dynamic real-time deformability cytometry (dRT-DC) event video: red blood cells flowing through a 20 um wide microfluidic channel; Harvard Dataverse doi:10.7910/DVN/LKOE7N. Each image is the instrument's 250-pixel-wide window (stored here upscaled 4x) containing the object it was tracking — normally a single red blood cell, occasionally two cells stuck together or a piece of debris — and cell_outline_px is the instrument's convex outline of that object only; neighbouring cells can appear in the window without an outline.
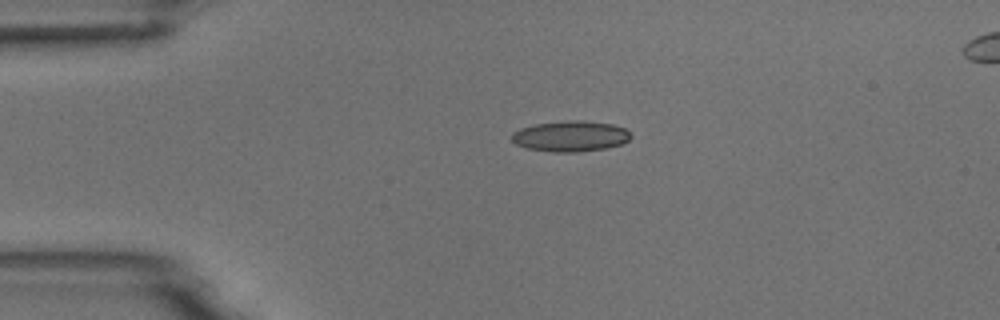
{"species": "common noctule bat (a hibernating species)", "species_latin": "Nyctalus noctula", "temperature_condition": "room temperature", "stored_images_in_passage": 43, "camera_frame_rate_fps": 3000, "um_per_image_px": 0.085, "animal": {"sex": "male", "body_mass_g": 18.8}, "frame": {"image": 1, "passage_image": 1, "time_ms": 0.0, "image_size_px": [1000, 320], "cell_outline_px": [[632, 136], [628, 140], [620, 144], [604, 148], [576, 152], [552, 152], [528, 148], [516, 144], [512, 140], [512, 132], [520, 128], [532, 124], [568, 120], [584, 120], [612, 124], [624, 128]], "centroid_in_image_um": [48.46, 11.56], "position_along_channel_um": 36.5, "area_um2": 21.27}}
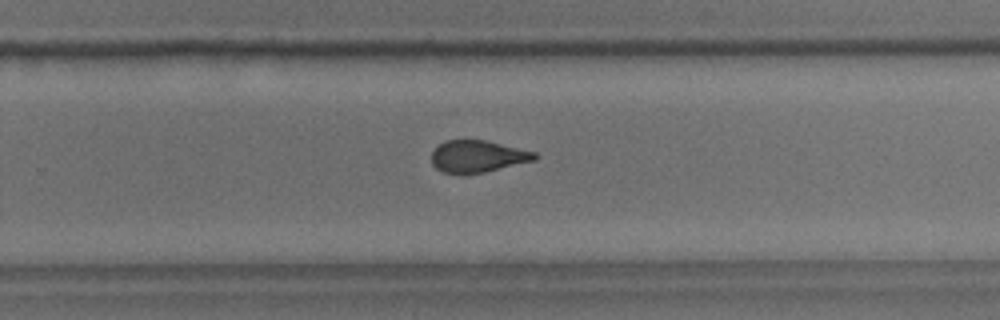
{"frame": {"image": 2, "passage_image": 24, "time_ms": 7.667, "image_size_px": [1000, 320], "cell_outline_px": [[540, 156], [536, 160], [484, 172], [444, 172], [436, 168], [432, 164], [432, 152], [444, 140], [484, 140], [536, 152]], "centroid_in_image_um": [40.64, 13.27], "position_along_channel_um": 289.2, "area_um2": 18.84}}
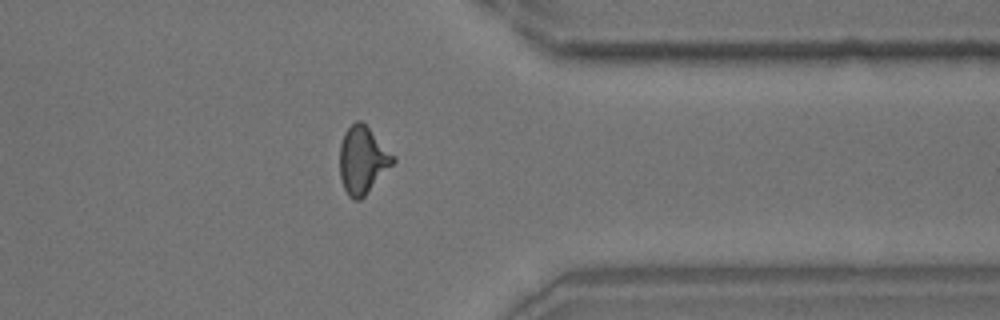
{"frame": {"image": 3, "passage_image": 32, "time_ms": 10.333, "image_size_px": [1000, 320], "cell_outline_px": [[396, 160], [364, 196], [360, 200], [352, 200], [348, 196], [344, 188], [340, 176], [340, 144], [344, 132], [356, 120], [360, 120], [396, 156]], "centroid_in_image_um": [30.81, 13.61], "position_along_channel_um": 380.6, "area_um2": 20.69}, "authors_computed_cell_mechanics": {"area_um2": 20.1722, "velocity_mm_per_s": 3.7335, "shape_relaxation_time_tau1_ms": 8.7412, "shape_relaxation_time_tau2_ms": 1.523, "deformation_change_tau1": 0.1827, "deformation_change_tau2": 0.0955}}